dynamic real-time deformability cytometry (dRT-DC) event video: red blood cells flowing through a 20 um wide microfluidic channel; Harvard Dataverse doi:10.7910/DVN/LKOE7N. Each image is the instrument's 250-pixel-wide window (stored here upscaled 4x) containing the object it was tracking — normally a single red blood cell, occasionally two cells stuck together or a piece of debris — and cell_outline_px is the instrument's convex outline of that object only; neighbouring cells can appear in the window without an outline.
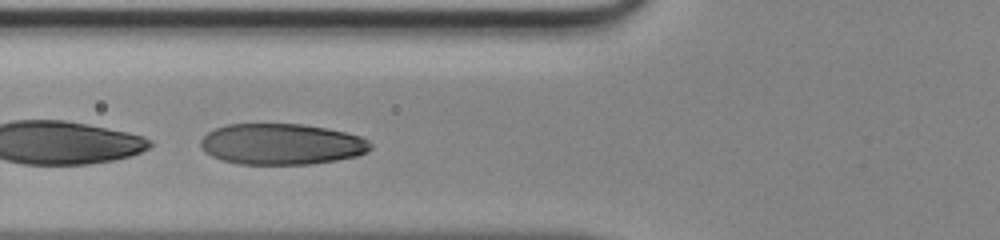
{"species": "human", "species_latin": "Homo sapiens", "temperature_condition": "room temperature", "stored_images_in_passage": 32, "camera_frame_rate_fps": 3000, "um_per_image_px": 0.085, "donor": {"sex": "male"}, "frame": {"image": 1, "passage_image": 10, "time_ms": 3.0, "image_size_px": [1000, 240], "cell_outline_px": [[372, 148], [368, 152], [356, 156], [336, 160], [308, 164], [236, 164], [212, 156], [204, 152], [200, 144], [200, 140], [208, 132], [216, 128], [228, 124], [300, 124], [324, 128], [344, 132], [360, 136], [368, 140], [372, 144]], "centroid_in_image_um": [23.93, 12.25], "position_along_channel_um": 101.9, "area_um2": 40.52}}
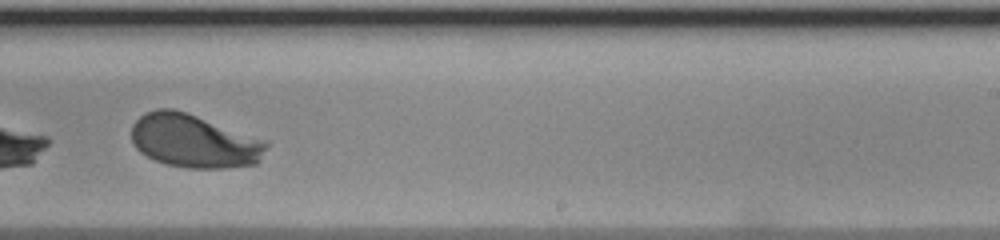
{"frame": {"image": 2, "passage_image": 22, "time_ms": 7.0, "image_size_px": [1000, 240], "cell_outline_px": [[268, 144], [260, 160], [256, 164], [224, 168], [188, 168], [164, 164], [140, 152], [132, 144], [132, 124], [144, 112], [156, 108], [172, 108], [268, 140]], "centroid_in_image_um": [16.48, 11.99], "position_along_channel_um": 272.5, "area_um2": 42.02}}
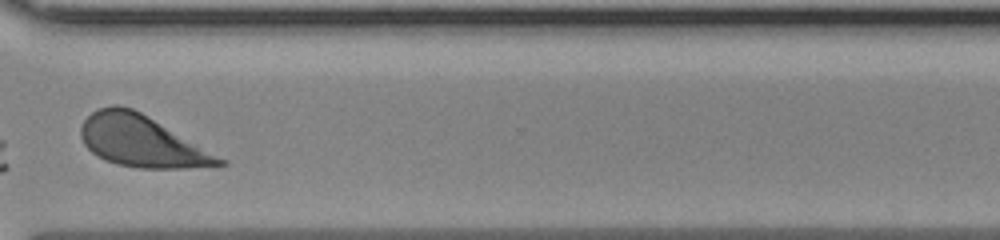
{"frame": {"image": 3, "passage_image": 28, "time_ms": 9.0, "image_size_px": [1000, 240], "cell_outline_px": [[228, 164], [180, 168], [140, 168], [116, 164], [104, 160], [96, 156], [84, 144], [80, 136], [80, 128], [84, 120], [92, 112], [100, 108], [112, 104], [116, 104], [132, 108], [140, 112], [228, 160]], "centroid_in_image_um": [12.02, 12.0], "position_along_channel_um": 358.6, "area_um2": 41.21}}